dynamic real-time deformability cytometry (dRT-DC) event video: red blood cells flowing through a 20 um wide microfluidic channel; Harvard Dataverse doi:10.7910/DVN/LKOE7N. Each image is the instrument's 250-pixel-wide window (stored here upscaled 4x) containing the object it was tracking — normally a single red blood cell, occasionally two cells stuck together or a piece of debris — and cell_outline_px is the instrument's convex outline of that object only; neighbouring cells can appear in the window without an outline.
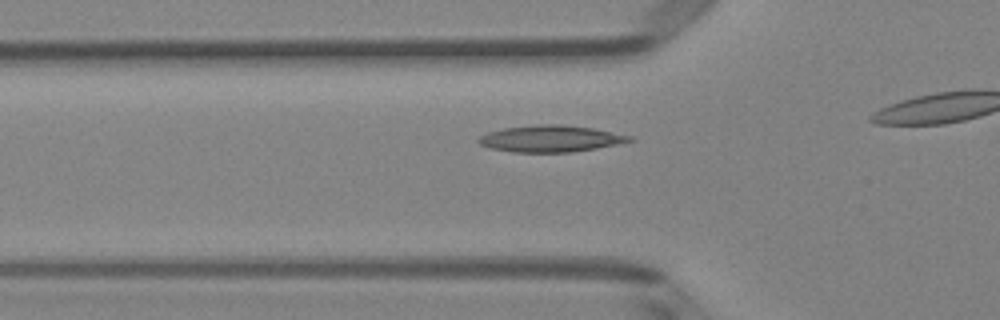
{"species": "Egyptian fruit bat (a non-hibernating species)", "species_latin": "Rousettus aegyptiacus", "temperature_condition": "room temperature", "stored_images_in_passage": 18, "camera_frame_rate_fps": 3000, "um_per_image_px": 0.085, "animal": {"sex": "female"}, "frame": {"image": 1, "passage_image": 13, "time_ms": 4.0, "image_size_px": [1000, 320], "cell_outline_px": [[636, 140], [596, 148], [572, 152], [512, 152], [492, 148], [480, 144], [476, 140], [480, 136], [488, 132], [504, 128], [540, 124], [560, 124], [592, 128], [632, 136]], "centroid_in_image_um": [46.8, 11.78], "position_along_channel_um": 79.0, "area_um2": 23.24}}
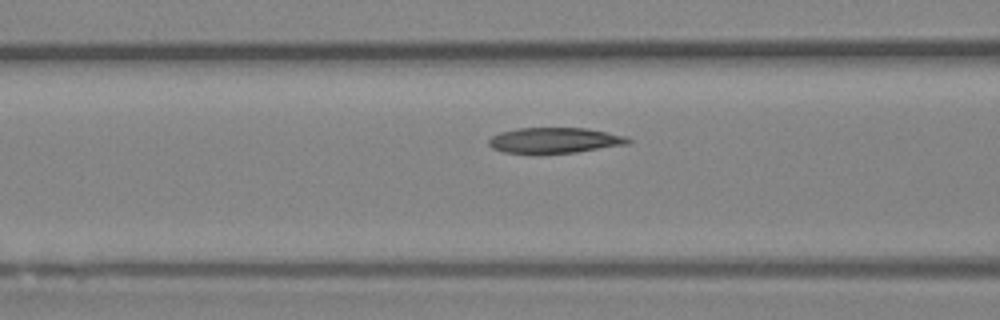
{"frame": {"image": 2, "passage_image": 16, "time_ms": 5.0, "image_size_px": [1000, 320], "cell_outline_px": [[632, 140], [628, 144], [576, 152], [540, 156], [504, 152], [492, 148], [488, 144], [488, 140], [492, 136], [500, 132], [516, 128], [588, 128], [628, 136]], "centroid_in_image_um": [47.12, 11.96], "position_along_channel_um": 119.5, "area_um2": 21.56}}